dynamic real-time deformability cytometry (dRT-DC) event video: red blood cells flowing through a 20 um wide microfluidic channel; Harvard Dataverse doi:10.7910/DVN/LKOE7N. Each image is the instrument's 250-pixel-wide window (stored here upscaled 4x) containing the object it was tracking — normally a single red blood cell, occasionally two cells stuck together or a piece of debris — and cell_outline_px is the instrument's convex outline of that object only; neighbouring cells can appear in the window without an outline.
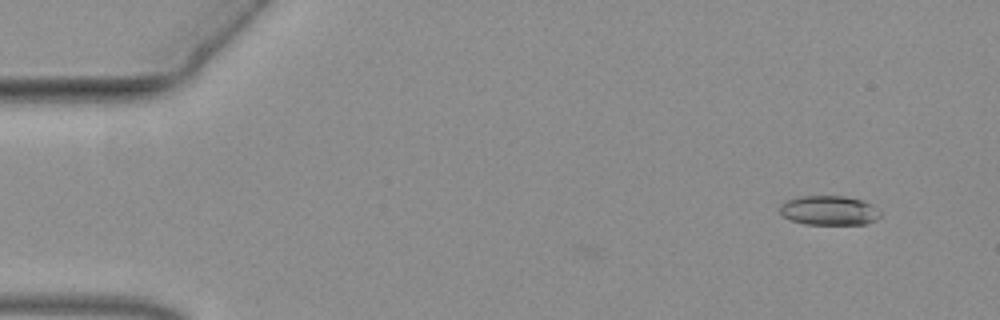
{"species": "common noctule bat (a hibernating species)", "species_latin": "Nyctalus noctula", "temperature_condition": "warm", "stored_images_in_passage": 3, "camera_frame_rate_fps": 3000, "um_per_image_px": 0.085, "animal": {"sex": "female", "body_mass_g": 19.3, "forearm_length_mm": 54.1}, "frame": {"image": 1, "passage_image": 3, "time_ms": 0.667, "image_size_px": [1000, 320], "cell_outline_px": [[880, 216], [876, 220], [864, 224], [804, 224], [792, 220], [784, 216], [780, 212], [780, 204], [788, 200], [800, 196], [844, 196], [864, 200], [872, 204], [880, 212]], "centroid_in_image_um": [70.49, 17.88], "position_along_channel_um": 14.5, "area_um2": 17.22}}